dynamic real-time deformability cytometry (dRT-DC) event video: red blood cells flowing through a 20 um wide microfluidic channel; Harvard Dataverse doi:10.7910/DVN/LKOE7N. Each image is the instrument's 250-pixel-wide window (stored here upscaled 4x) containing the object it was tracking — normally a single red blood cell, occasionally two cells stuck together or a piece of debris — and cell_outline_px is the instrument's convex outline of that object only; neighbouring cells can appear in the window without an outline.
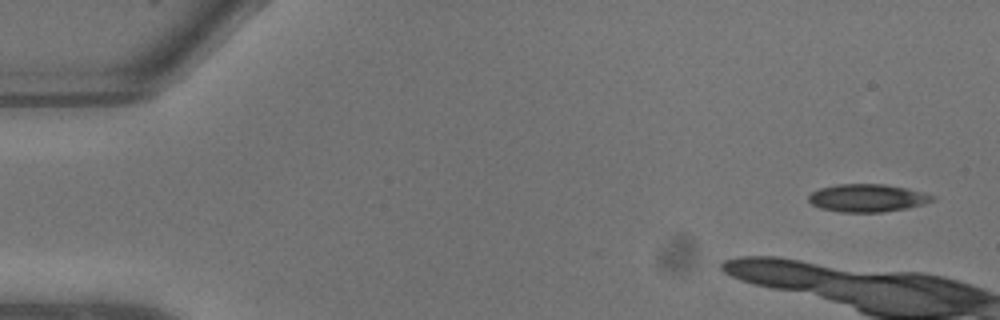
{"species": "common noctule bat (a hibernating species)", "species_latin": "Nyctalus noctula", "temperature_condition": "warm", "stored_images_in_passage": 8, "camera_frame_rate_fps": 3000, "um_per_image_px": 0.085, "animal": {"sex": "male", "body_mass_g": 13.3}, "frame": {"image": 1, "passage_image": 1, "time_ms": 0.0, "image_size_px": [1000, 320], "cell_outline_px": [[936, 196], [932, 200], [924, 204], [908, 208], [884, 212], [840, 212], [820, 208], [812, 204], [808, 200], [808, 196], [812, 192], [820, 188], [836, 184], [884, 184], [924, 192]], "centroid_in_image_um": [73.72, 16.83], "position_along_channel_um": 11.3, "area_um2": 20.06}}